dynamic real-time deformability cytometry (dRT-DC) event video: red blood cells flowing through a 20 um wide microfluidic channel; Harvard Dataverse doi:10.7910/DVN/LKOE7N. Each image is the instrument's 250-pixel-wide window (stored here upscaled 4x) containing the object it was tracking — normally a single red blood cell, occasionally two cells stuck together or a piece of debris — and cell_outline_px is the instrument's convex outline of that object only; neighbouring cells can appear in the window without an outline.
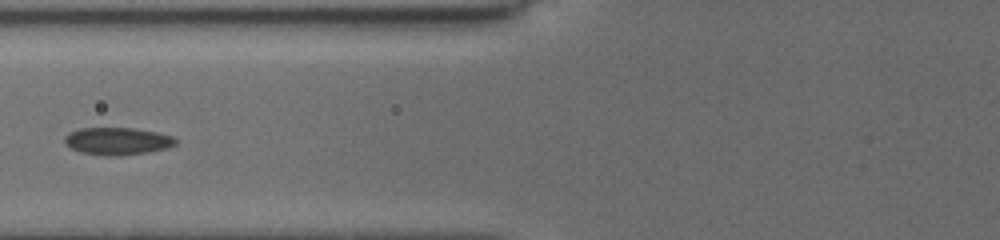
{"species": "common noctule bat (a hibernating species)", "species_latin": "Nyctalus noctula", "temperature_condition": "cold", "stored_images_in_passage": 5, "camera_frame_rate_fps": 3000, "um_per_image_px": 0.085, "animal": {"sex": "female", "body_mass_g": 19.5, "forearm_length_mm": 54.1}, "frame": {"image": 1, "passage_image": 5, "time_ms": 4.667, "image_size_px": [1000, 240], "cell_outline_px": [[176, 144], [168, 148], [148, 152], [120, 156], [104, 156], [80, 152], [72, 148], [64, 140], [64, 136], [80, 128], [132, 128], [156, 132], [172, 136], [176, 140]], "centroid_in_image_um": [10.0, 12.0], "position_along_channel_um": 115.8, "area_um2": 17.63}}